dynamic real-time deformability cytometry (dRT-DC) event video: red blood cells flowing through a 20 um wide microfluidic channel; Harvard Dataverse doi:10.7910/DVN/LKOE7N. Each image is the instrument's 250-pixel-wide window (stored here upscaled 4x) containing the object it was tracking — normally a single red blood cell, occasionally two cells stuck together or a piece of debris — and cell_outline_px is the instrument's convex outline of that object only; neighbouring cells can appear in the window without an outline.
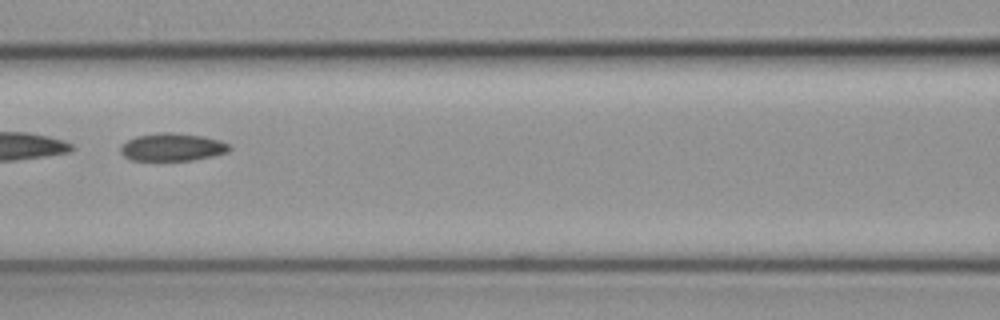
{"species": "common noctule bat (a hibernating species)", "species_latin": "Nyctalus noctula", "temperature_condition": "cold", "stored_images_in_passage": 43, "camera_frame_rate_fps": 3000, "um_per_image_px": 0.085, "animal": {"sex": "female", "body_mass_g": 19.3, "forearm_length_mm": 54.1}, "frame": {"image": 1, "passage_image": 14, "time_ms": 4.333, "image_size_px": [1000, 320], "cell_outline_px": [[232, 148], [228, 152], [212, 156], [192, 160], [132, 160], [124, 156], [120, 152], [120, 148], [128, 140], [136, 136], [160, 132], [172, 132], [204, 136], [220, 140], [228, 144]], "centroid_in_image_um": [14.67, 12.5], "position_along_channel_um": 151.9, "area_um2": 17.57}}
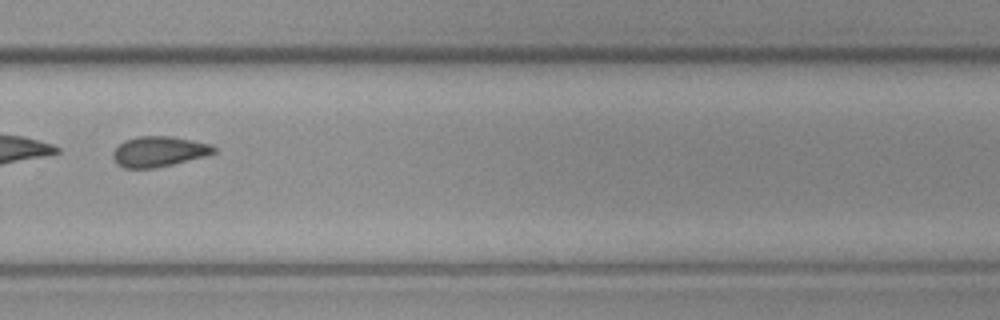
{"frame": {"image": 2, "passage_image": 27, "time_ms": 8.667, "image_size_px": [1000, 320], "cell_outline_px": [[216, 152], [204, 156], [156, 168], [124, 168], [116, 164], [112, 156], [112, 152], [124, 140], [140, 136], [172, 136], [212, 144], [216, 148]], "centroid_in_image_um": [13.49, 12.88], "position_along_channel_um": 316.3, "area_um2": 17.86}}
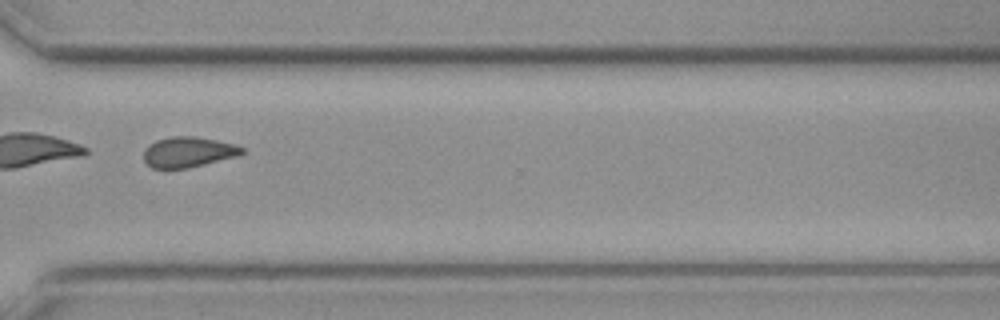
{"frame": {"image": 3, "passage_image": 30, "time_ms": 9.667, "image_size_px": [1000, 320], "cell_outline_px": [[244, 152], [236, 156], [188, 168], [152, 168], [144, 160], [144, 148], [148, 144], [156, 140], [172, 136], [196, 136], [236, 144], [244, 148]], "centroid_in_image_um": [15.98, 12.91], "position_along_channel_um": 354.6, "area_um2": 17.4}, "authors_computed_cell_mechanics": {"area_um2": 18.6116, "velocity_mm_per_s": 3.8012, "shape_relaxation_time_tau1_ms": null, "shape_relaxation_time_tau2_ms": 5.2292, "deformation_change_tau1": null, "deformation_change_tau2": 0.1183}}